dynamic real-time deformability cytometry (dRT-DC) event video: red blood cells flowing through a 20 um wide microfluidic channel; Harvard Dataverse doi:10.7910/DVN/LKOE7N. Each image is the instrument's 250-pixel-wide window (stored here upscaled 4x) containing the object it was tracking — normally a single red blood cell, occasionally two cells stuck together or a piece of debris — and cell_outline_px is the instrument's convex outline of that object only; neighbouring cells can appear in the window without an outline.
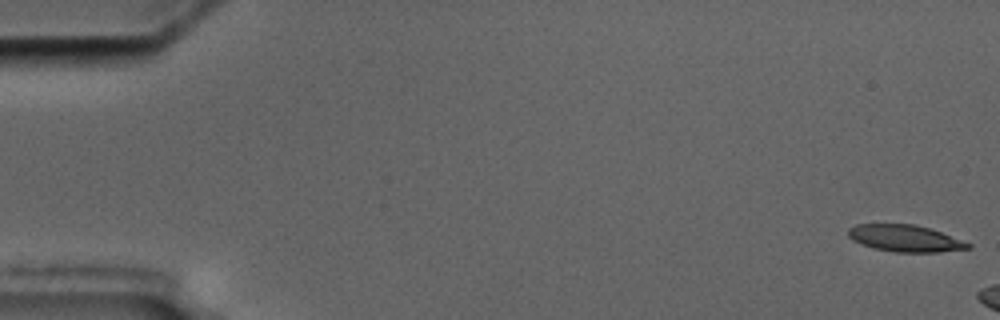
{"species": "common noctule bat (a hibernating species)", "species_latin": "Nyctalus noctula", "temperature_condition": "cold", "stored_images_in_passage": 3, "camera_frame_rate_fps": 3000, "um_per_image_px": 0.085, "animal": {"sex": "male", "body_mass_g": 17.5, "forearm_length_mm": 52.3}, "frame": {"image": 1, "passage_image": 1, "time_ms": 0.0, "image_size_px": [1000, 320], "cell_outline_px": [[972, 248], [940, 252], [896, 252], [876, 248], [852, 240], [848, 236], [848, 228], [856, 224], [916, 224], [940, 232], [972, 244]], "centroid_in_image_um": [76.94, 20.25], "position_along_channel_um": 8.1, "area_um2": 18.5}}